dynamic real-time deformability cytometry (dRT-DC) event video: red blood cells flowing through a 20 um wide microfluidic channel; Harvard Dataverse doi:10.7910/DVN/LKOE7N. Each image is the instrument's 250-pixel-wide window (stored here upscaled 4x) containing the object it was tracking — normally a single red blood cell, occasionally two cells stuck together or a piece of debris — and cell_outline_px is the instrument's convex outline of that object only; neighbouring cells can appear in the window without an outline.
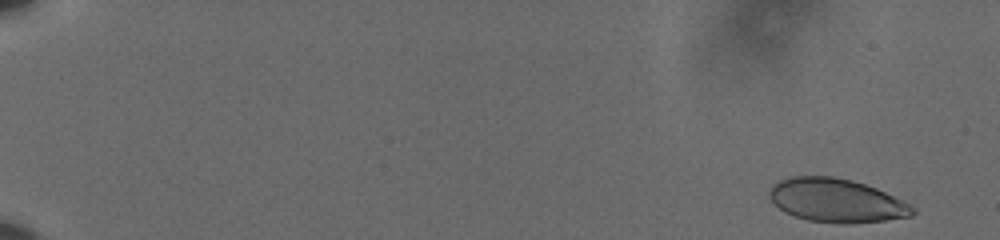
{"species": "human", "species_latin": "Homo sapiens", "temperature_condition": "cold", "stored_images_in_passage": 58, "camera_frame_rate_fps": 3000, "um_per_image_px": 0.085, "donor": {"sex": "male"}, "frame": {"image": 1, "passage_image": 2, "time_ms": 0.333, "image_size_px": [1000, 240], "cell_outline_px": [[916, 212], [912, 216], [884, 220], [848, 224], [840, 224], [808, 220], [784, 212], [768, 196], [768, 192], [772, 184], [780, 180], [792, 176], [832, 176], [852, 180], [876, 188], [916, 208]], "centroid_in_image_um": [71.07, 17.04], "position_along_channel_um": 13.9, "area_um2": 36.24}}
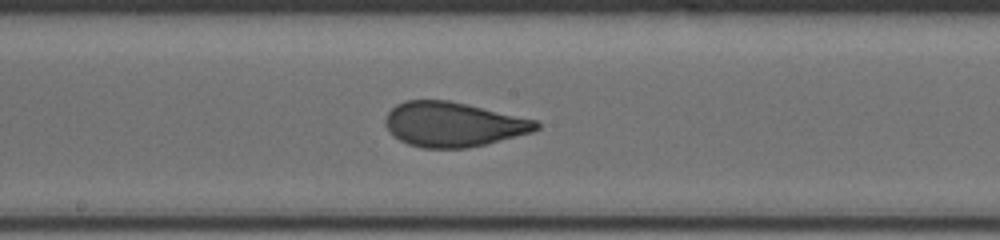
{"frame": {"image": 2, "passage_image": 34, "time_ms": 11.0, "image_size_px": [1000, 240], "cell_outline_px": [[540, 128], [532, 132], [468, 148], [424, 148], [408, 144], [400, 140], [384, 124], [384, 120], [388, 112], [396, 104], [404, 100], [448, 100], [536, 120], [540, 124]], "centroid_in_image_um": [38.5, 10.57], "position_along_channel_um": 209.7, "area_um2": 38.9}}
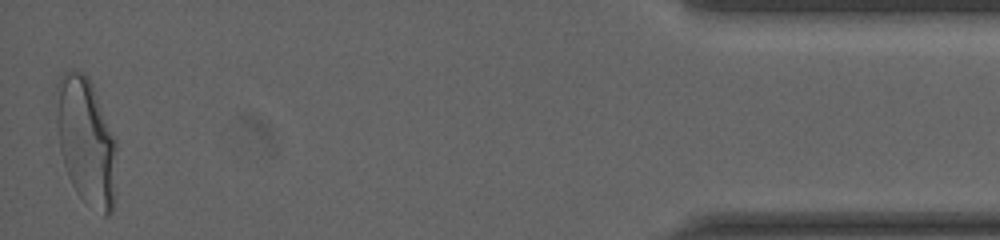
{"frame": {"image": 3, "passage_image": 58, "time_ms": 19.0, "image_size_px": [1000, 240], "cell_outline_px": [[116, 200], [112, 212], [108, 216], [104, 216], [84, 200], [76, 192], [68, 176], [60, 152], [56, 124], [56, 84], [60, 76], [68, 68], [72, 68], [84, 72], [88, 76], [92, 84], [116, 140]], "centroid_in_image_um": [7.32, 11.99], "position_along_channel_um": 427.9, "area_um2": 45.49}, "authors_computed_cell_mechanics": {"area_um2": 38.9283, "velocity_mm_per_s": 3.6043, "shape_relaxation_time_tau1_ms": 7.6068, "shape_relaxation_time_tau2_ms": 0.7323, "deformation_change_tau1": 0.217, "deformation_change_tau2": 0.049}}